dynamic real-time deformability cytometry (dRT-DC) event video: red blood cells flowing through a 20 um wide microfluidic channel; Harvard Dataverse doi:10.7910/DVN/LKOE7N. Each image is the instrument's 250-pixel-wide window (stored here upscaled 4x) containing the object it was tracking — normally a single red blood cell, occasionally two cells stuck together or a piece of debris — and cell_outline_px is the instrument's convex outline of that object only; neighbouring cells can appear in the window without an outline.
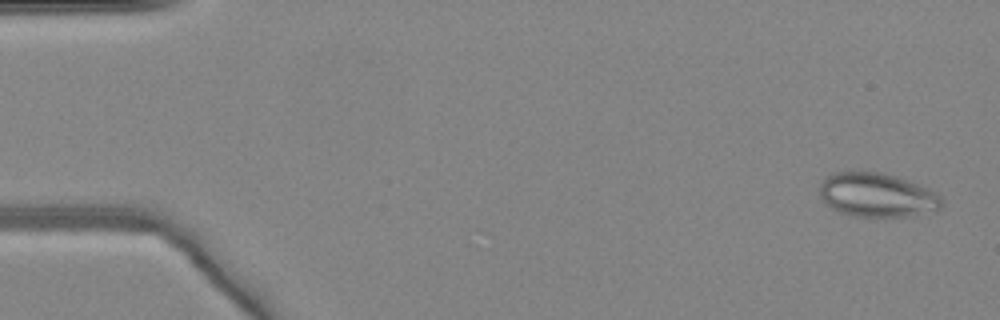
{"species": "common noctule bat (a hibernating species)", "species_latin": "Nyctalus noctula", "temperature_condition": "warm", "stored_images_in_passage": 49, "camera_frame_rate_fps": 3000, "um_per_image_px": 0.085, "animal": {"sex": "female", "body_mass_g": 24.6, "forearm_length_mm": 56.2}, "frame": {"image": 1, "passage_image": 2, "time_ms": 0.333, "image_size_px": [1000, 320], "cell_outline_px": [[944, 200], [940, 208], [936, 212], [912, 216], [856, 216], [840, 212], [832, 208], [820, 196], [820, 184], [832, 172], [856, 168], [884, 172], [896, 176], [928, 188], [936, 192]], "centroid_in_image_um": [74.57, 16.53], "position_along_channel_um": 10.4, "area_um2": 32.08}}
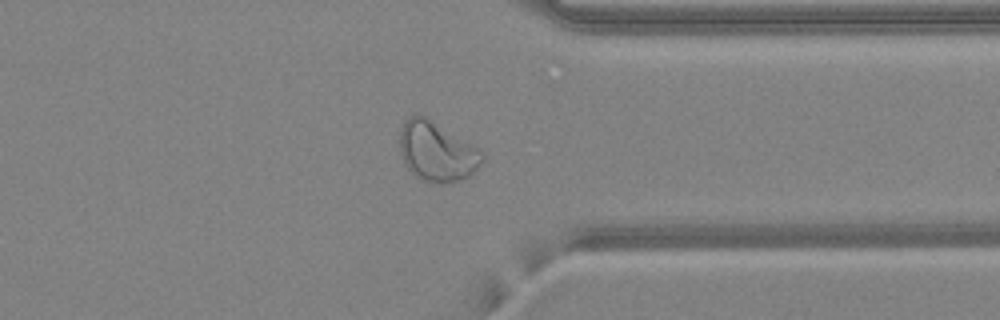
{"frame": {"image": 2, "passage_image": 38, "time_ms": 12.333, "image_size_px": [1000, 320], "cell_outline_px": [[484, 160], [468, 176], [460, 180], [444, 184], [420, 180], [404, 164], [400, 152], [400, 128], [404, 120], [408, 116], [416, 112], [424, 116], [484, 152]], "centroid_in_image_um": [37.08, 12.88], "position_along_channel_um": 374.3, "area_um2": 28.5}}
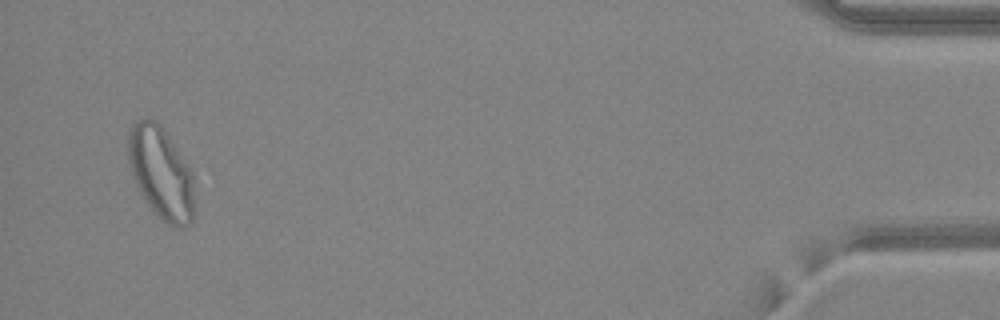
{"frame": {"image": 3, "passage_image": 47, "time_ms": 15.333, "image_size_px": [1000, 320], "cell_outline_px": [[192, 220], [184, 228], [176, 228], [168, 224], [148, 204], [136, 184], [132, 172], [128, 156], [128, 132], [132, 124], [136, 120], [148, 116], [156, 120], [164, 128], [192, 172]], "centroid_in_image_um": [13.66, 14.62], "position_along_channel_um": 421.5, "area_um2": 35.03}}